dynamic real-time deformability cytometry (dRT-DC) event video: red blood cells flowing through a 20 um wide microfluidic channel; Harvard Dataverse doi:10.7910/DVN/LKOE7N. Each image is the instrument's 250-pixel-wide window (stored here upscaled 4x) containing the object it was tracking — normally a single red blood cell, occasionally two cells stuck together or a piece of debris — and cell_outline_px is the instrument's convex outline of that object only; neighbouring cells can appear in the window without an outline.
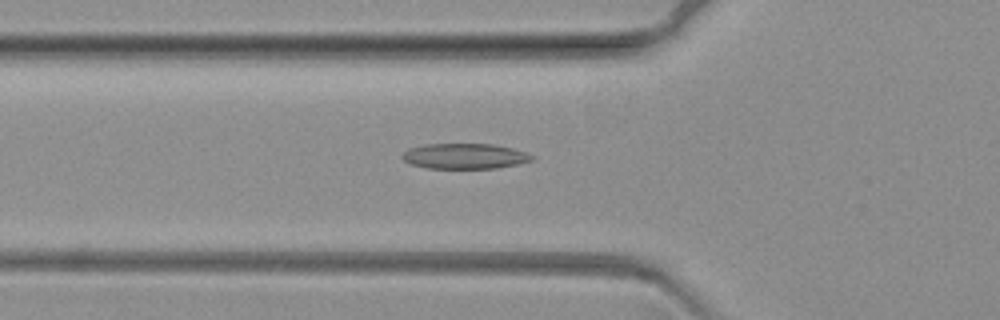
{"species": "common noctule bat (a hibernating species)", "species_latin": "Nyctalus noctula", "temperature_condition": "warm", "stored_images_in_passage": 62, "camera_frame_rate_fps": 3000, "um_per_image_px": 0.085, "animal": {"sex": "female", "body_mass_g": 19.3, "forearm_length_mm": 54.1}, "frame": {"image": 1, "passage_image": 18, "time_ms": 5.667, "image_size_px": [1000, 320], "cell_outline_px": [[536, 156], [532, 160], [516, 164], [496, 168], [428, 168], [412, 164], [404, 160], [400, 156], [408, 148], [424, 144], [492, 144], [512, 148]], "centroid_in_image_um": [39.48, 13.26], "position_along_channel_um": 86.3, "area_um2": 19.07}}
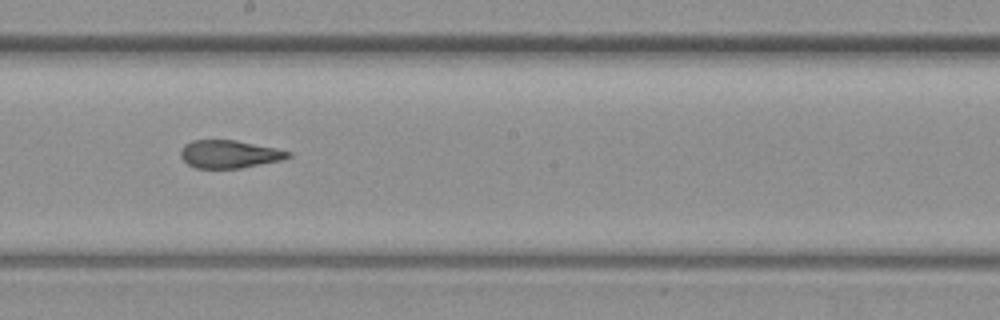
{"frame": {"image": 2, "passage_image": 32, "time_ms": 10.333, "image_size_px": [1000, 320], "cell_outline_px": [[292, 156], [280, 160], [240, 168], [196, 168], [188, 164], [180, 156], [180, 152], [184, 144], [192, 140], [232, 140], [292, 152]], "centroid_in_image_um": [19.44, 13.1], "position_along_channel_um": 228.8, "area_um2": 17.11}}
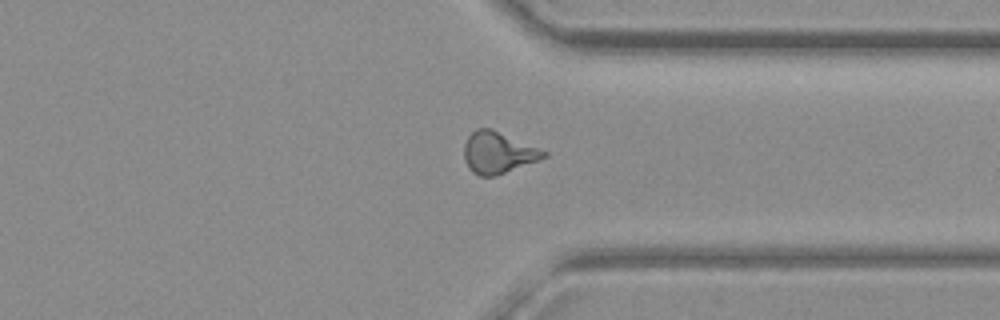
{"frame": {"image": 3, "passage_image": 46, "time_ms": 15.0, "image_size_px": [1000, 320], "cell_outline_px": [[548, 156], [496, 176], [480, 176], [472, 172], [468, 168], [464, 160], [464, 144], [468, 136], [476, 128], [492, 128], [548, 152]], "centroid_in_image_um": [42.31, 12.97], "position_along_channel_um": 369.1, "area_um2": 19.31}}